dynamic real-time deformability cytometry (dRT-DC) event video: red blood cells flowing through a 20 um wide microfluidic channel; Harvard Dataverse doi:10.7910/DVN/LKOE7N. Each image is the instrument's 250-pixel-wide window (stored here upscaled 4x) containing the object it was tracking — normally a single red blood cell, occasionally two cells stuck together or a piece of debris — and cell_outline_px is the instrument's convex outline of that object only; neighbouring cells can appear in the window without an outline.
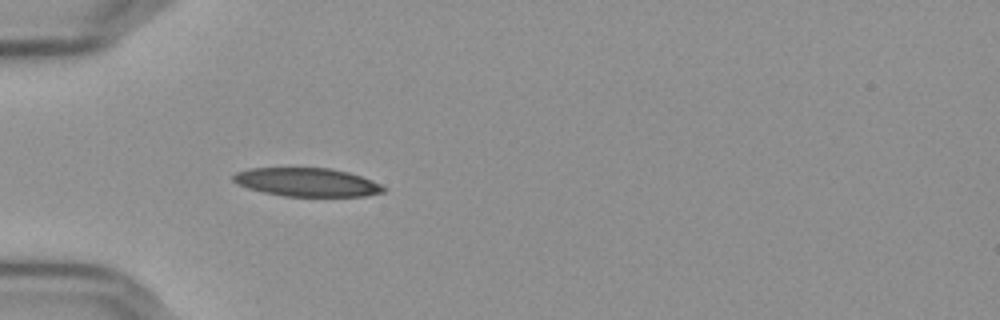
{"species": "Egyptian fruit bat (a non-hibernating species)", "species_latin": "Rousettus aegyptiacus", "temperature_condition": "cold", "stored_images_in_passage": 39, "camera_frame_rate_fps": 3000, "um_per_image_px": 0.085, "frame": {"image": 1, "passage_image": 1, "time_ms": 0.0, "image_size_px": [1000, 320], "cell_outline_px": [[388, 188], [384, 192], [364, 196], [284, 196], [264, 192], [248, 188], [236, 184], [232, 180], [232, 176], [236, 172], [252, 168], [332, 168], [348, 172], [372, 180]], "centroid_in_image_um": [26.1, 15.49], "position_along_channel_um": 58.9, "area_um2": 24.97}}
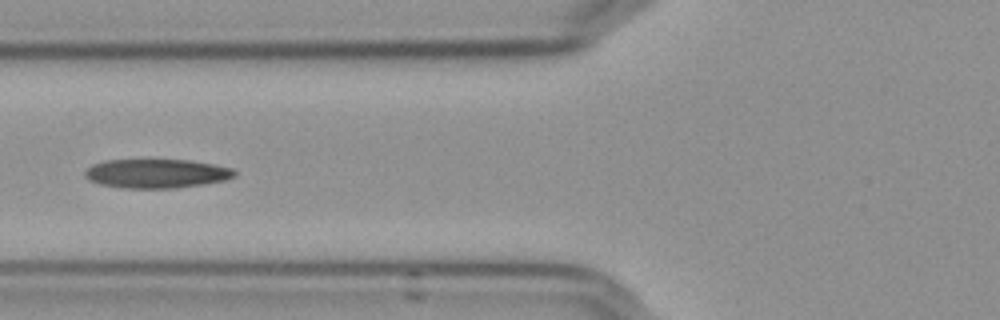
{"frame": {"image": 2, "passage_image": 6, "time_ms": 1.667, "image_size_px": [1000, 320], "cell_outline_px": [[236, 176], [224, 180], [176, 188], [120, 188], [100, 184], [88, 180], [84, 176], [84, 172], [92, 164], [104, 160], [188, 160], [212, 164], [232, 168], [236, 172]], "centroid_in_image_um": [13.25, 14.75], "position_along_channel_um": 112.5, "area_um2": 25.26}}
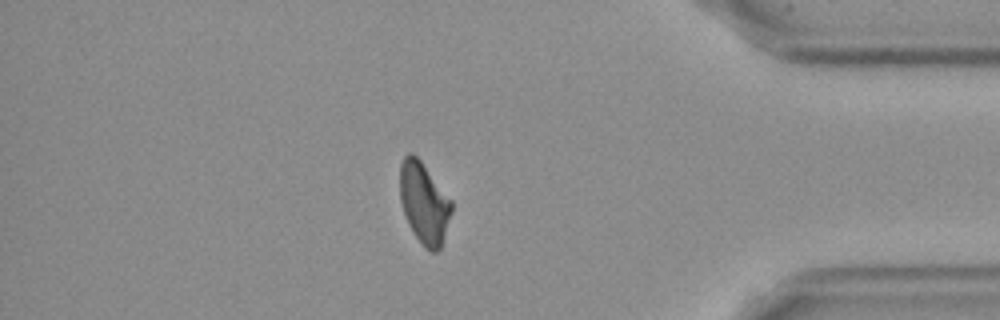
{"frame": {"image": 3, "passage_image": 32, "time_ms": 10.333, "image_size_px": [1000, 320], "cell_outline_px": [[452, 212], [440, 248], [436, 252], [432, 252], [424, 248], [408, 224], [400, 200], [400, 164], [404, 156], [408, 152], [412, 152], [420, 160], [452, 200]], "centroid_in_image_um": [36.04, 17.24], "position_along_channel_um": 399.2, "area_um2": 24.33}, "authors_computed_cell_mechanics": {"area_um2": 25.2586, "velocity_mm_per_s": 3.633, "shape_relaxation_time_tau1_ms": null, "shape_relaxation_time_tau2_ms": 6.5223, "deformation_change_tau1": null, "deformation_change_tau2": 0.1321}}